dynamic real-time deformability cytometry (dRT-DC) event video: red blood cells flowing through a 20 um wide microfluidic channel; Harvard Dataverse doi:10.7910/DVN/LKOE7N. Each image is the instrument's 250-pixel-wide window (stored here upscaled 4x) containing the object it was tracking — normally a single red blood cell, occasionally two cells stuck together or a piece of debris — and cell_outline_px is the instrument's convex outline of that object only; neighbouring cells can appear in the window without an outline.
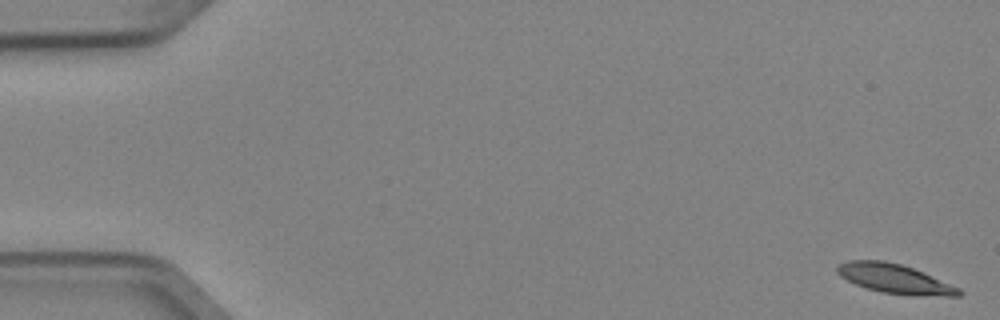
{"species": "Egyptian fruit bat (a non-hibernating species)", "species_latin": "Rousettus aegyptiacus", "temperature_condition": "cold", "stored_images_in_passage": 5, "camera_frame_rate_fps": 3000, "um_per_image_px": 0.085, "animal": {"sex": "female"}, "frame": {"image": 1, "passage_image": 1, "time_ms": 0.0, "image_size_px": [1000, 320], "cell_outline_px": [[964, 292], [960, 296], [944, 296], [880, 292], [864, 288], [840, 276], [836, 272], [836, 264], [848, 260], [884, 260], [900, 264], [912, 268], [960, 288]], "centroid_in_image_um": [75.99, 23.67], "position_along_channel_um": 9.0, "area_um2": 20.52}}